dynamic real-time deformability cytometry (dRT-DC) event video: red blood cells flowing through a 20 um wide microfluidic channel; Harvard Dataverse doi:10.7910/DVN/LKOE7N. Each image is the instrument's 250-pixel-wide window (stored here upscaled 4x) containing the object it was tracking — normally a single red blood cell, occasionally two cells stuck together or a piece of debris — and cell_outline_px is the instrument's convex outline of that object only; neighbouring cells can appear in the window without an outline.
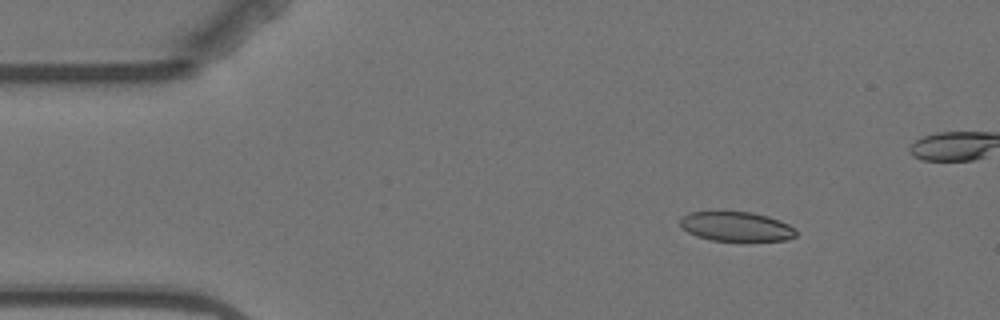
{"species": "Egyptian fruit bat (a non-hibernating species)", "species_latin": "Rousettus aegyptiacus", "temperature_condition": "warm", "stored_images_in_passage": 6, "camera_frame_rate_fps": 3000, "um_per_image_px": 0.085, "animal": {"sex": "female"}, "frame": {"image": 1, "passage_image": 3, "time_ms": 2.333, "image_size_px": [1000, 320], "cell_outline_px": [[796, 236], [784, 240], [712, 240], [696, 236], [688, 232], [680, 224], [680, 216], [688, 212], [752, 212], [768, 216], [780, 220], [796, 228]], "centroid_in_image_um": [62.58, 19.24], "position_along_channel_um": 22.4, "area_um2": 19.77}}